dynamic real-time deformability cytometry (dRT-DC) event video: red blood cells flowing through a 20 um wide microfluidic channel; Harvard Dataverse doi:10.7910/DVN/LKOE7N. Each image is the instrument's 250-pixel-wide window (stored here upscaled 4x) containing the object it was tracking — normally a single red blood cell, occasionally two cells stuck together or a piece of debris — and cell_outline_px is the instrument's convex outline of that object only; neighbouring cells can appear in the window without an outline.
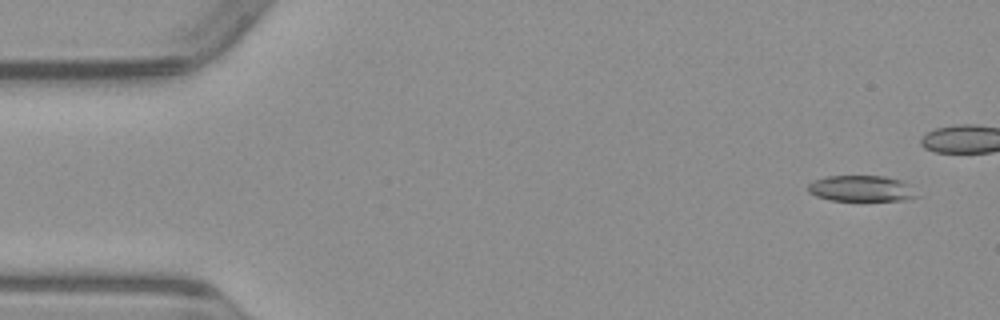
{"species": "common noctule bat (a hibernating species)", "species_latin": "Nyctalus noctula", "temperature_condition": "warm", "stored_images_in_passage": 40, "camera_frame_rate_fps": 3000, "um_per_image_px": 0.085, "animal": {"sex": "male", "body_mass_g": 23.1, "forearm_length_mm": 52.7}, "frame": {"image": 1, "passage_image": 3, "time_ms": 0.667, "image_size_px": [1000, 320], "cell_outline_px": [[924, 196], [904, 200], [832, 200], [816, 196], [808, 192], [808, 184], [812, 180], [828, 176], [884, 176], [900, 180]], "centroid_in_image_um": [73.24, 16.02], "position_along_channel_um": 11.8, "area_um2": 16.53}}
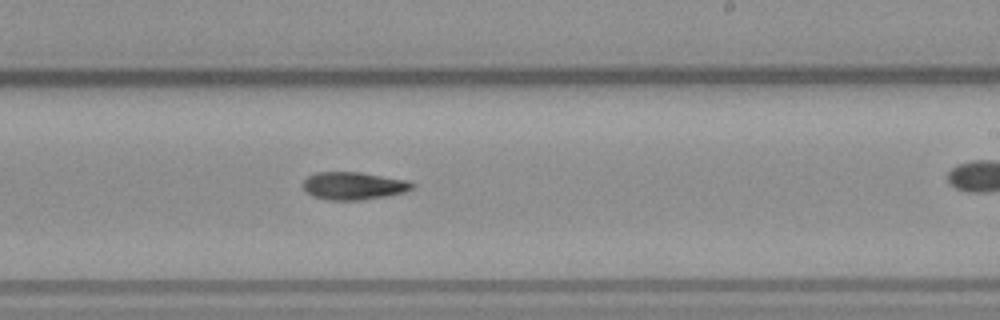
{"frame": {"image": 2, "passage_image": 30, "time_ms": 9.667, "image_size_px": [1000, 320], "cell_outline_px": [[416, 184], [412, 188], [404, 192], [388, 196], [360, 200], [328, 200], [312, 196], [304, 192], [304, 180], [308, 176], [316, 172], [360, 172], [408, 180]], "centroid_in_image_um": [30.05, 15.8], "position_along_channel_um": 258.9, "area_um2": 17.74}}
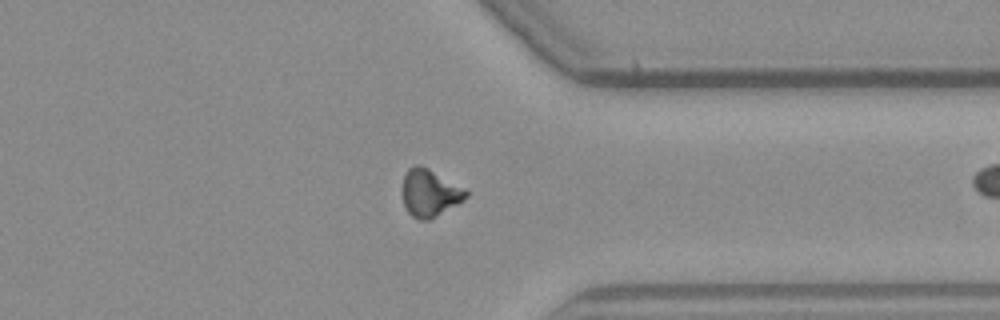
{"frame": {"image": 3, "passage_image": 39, "time_ms": 12.667, "image_size_px": [1000, 320], "cell_outline_px": [[468, 196], [464, 200], [428, 220], [420, 220], [412, 216], [408, 212], [404, 204], [400, 192], [404, 176], [408, 168], [412, 164], [420, 164], [468, 188]], "centroid_in_image_um": [36.52, 16.36], "position_along_channel_um": 374.9, "area_um2": 17.98}}